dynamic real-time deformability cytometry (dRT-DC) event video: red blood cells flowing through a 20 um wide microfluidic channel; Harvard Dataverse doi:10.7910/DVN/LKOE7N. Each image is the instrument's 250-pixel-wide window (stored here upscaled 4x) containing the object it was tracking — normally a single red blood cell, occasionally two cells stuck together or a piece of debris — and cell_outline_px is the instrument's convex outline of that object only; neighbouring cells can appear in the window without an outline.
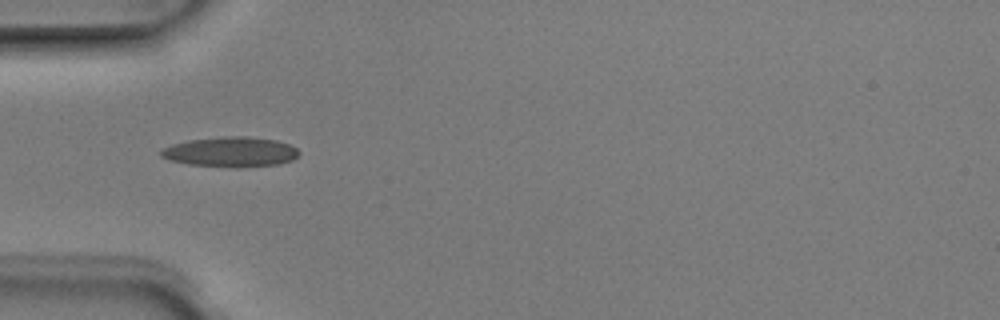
{"species": "Egyptian fruit bat (a non-hibernating species)", "species_latin": "Rousettus aegyptiacus", "temperature_condition": "room temperature", "stored_images_in_passage": 8, "camera_frame_rate_fps": 3000, "um_per_image_px": 0.085, "animal": {"sex": "male"}, "frame": {"image": 1, "passage_image": 5, "time_ms": 1.333, "image_size_px": [1000, 320], "cell_outline_px": [[300, 152], [292, 160], [280, 164], [236, 168], [188, 164], [168, 160], [160, 156], [160, 148], [172, 144], [188, 140], [224, 136], [244, 136], [276, 140], [288, 144], [296, 148]], "centroid_in_image_um": [19.56, 12.92], "position_along_channel_um": 65.4, "area_um2": 24.33}}
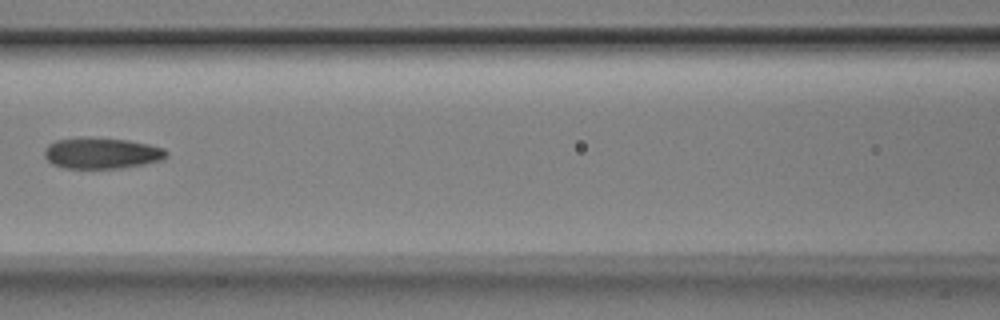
{"frame": {"image": 2, "passage_image": 7, "time_ms": 2.0, "image_size_px": [1000, 320], "cell_outline_px": [[168, 156], [164, 160], [144, 164], [120, 168], [64, 168], [52, 164], [44, 156], [44, 148], [48, 144], [56, 140], [80, 136], [88, 136], [128, 140], [148, 144], [164, 148], [168, 152]], "centroid_in_image_um": [8.63, 13.0], "position_along_channel_um": 158.0, "area_um2": 22.54}}
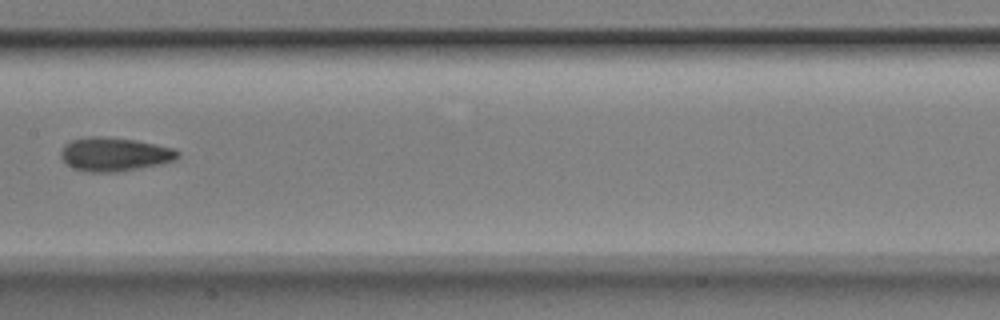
{"frame": {"image": 3, "passage_image": 8, "time_ms": 2.333, "image_size_px": [1000, 320], "cell_outline_px": [[180, 156], [176, 160], [160, 164], [140, 168], [116, 172], [88, 172], [72, 168], [60, 156], [60, 152], [64, 144], [72, 140], [88, 136], [100, 136], [136, 140], [176, 148], [180, 152]], "centroid_in_image_um": [9.76, 13.11], "position_along_channel_um": 197.6, "area_um2": 23.18}}